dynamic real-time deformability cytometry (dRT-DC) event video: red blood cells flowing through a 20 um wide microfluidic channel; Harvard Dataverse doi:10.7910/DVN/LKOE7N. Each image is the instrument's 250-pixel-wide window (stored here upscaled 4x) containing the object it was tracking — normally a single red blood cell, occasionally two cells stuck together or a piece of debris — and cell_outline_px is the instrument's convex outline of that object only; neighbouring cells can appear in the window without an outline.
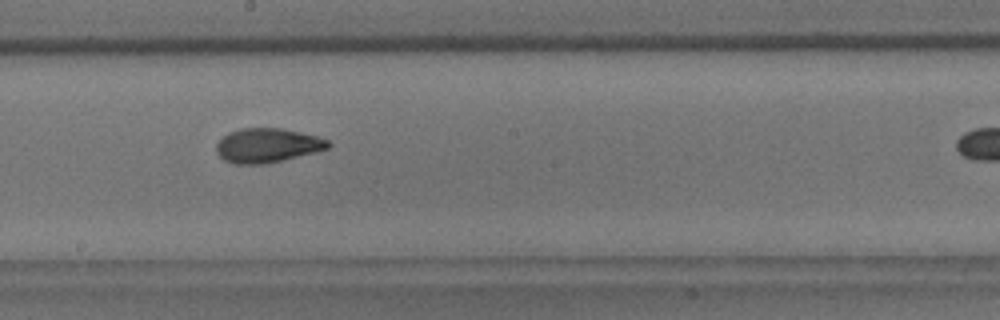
{"species": "common noctule bat (a hibernating species)", "species_latin": "Nyctalus noctula", "temperature_condition": "room temperature", "stored_images_in_passage": 28, "camera_frame_rate_fps": 3000, "um_per_image_px": 0.085, "animal": {"sex": "male", "body_mass_g": 18.8}, "frame": {"image": 1, "passage_image": 24, "time_ms": 7.667, "image_size_px": [1000, 320], "cell_outline_px": [[332, 144], [328, 148], [316, 152], [264, 164], [236, 164], [224, 160], [216, 152], [216, 144], [228, 132], [240, 128], [280, 128], [300, 132], [316, 136], [328, 140]], "centroid_in_image_um": [22.71, 12.36], "position_along_channel_um": 225.5, "area_um2": 22.25}}